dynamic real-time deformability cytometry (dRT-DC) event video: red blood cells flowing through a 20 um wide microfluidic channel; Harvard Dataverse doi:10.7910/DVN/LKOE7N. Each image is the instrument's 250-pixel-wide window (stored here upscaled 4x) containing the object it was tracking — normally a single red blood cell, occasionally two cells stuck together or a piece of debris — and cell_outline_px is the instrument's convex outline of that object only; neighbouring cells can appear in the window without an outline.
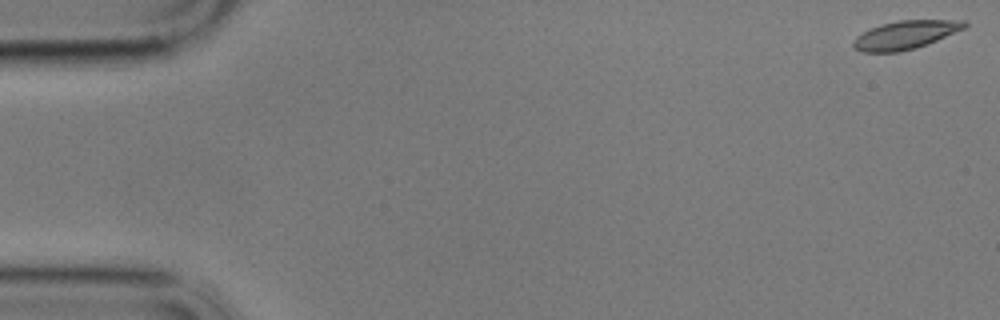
{"species": "common noctule bat (a hibernating species)", "species_latin": "Nyctalus noctula", "temperature_condition": "cold", "stored_images_in_passage": 16, "camera_frame_rate_fps": 3000, "um_per_image_px": 0.085, "animal": {"sex": "male", "body_mass_g": 17.9}, "frame": {"image": 1, "passage_image": 1, "time_ms": 0.0, "image_size_px": [1000, 320], "cell_outline_px": [[968, 24], [964, 28], [936, 40], [916, 48], [900, 52], [860, 52], [852, 44], [852, 40], [856, 36], [880, 24], [900, 20], [964, 20]], "centroid_in_image_um": [76.92, 2.97], "position_along_channel_um": 8.1, "area_um2": 18.21}}
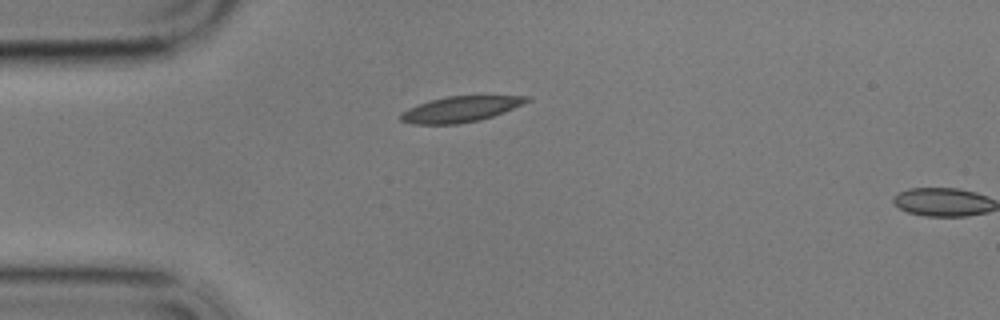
{"frame": {"image": 2, "passage_image": 15, "time_ms": 4.667, "image_size_px": [1000, 320], "cell_outline_px": [[532, 100], [504, 112], [480, 120], [456, 124], [412, 124], [400, 120], [400, 116], [408, 108], [432, 100], [448, 96], [532, 96]], "centroid_in_image_um": [39.18, 9.28], "position_along_channel_um": 45.8, "area_um2": 18.61}}